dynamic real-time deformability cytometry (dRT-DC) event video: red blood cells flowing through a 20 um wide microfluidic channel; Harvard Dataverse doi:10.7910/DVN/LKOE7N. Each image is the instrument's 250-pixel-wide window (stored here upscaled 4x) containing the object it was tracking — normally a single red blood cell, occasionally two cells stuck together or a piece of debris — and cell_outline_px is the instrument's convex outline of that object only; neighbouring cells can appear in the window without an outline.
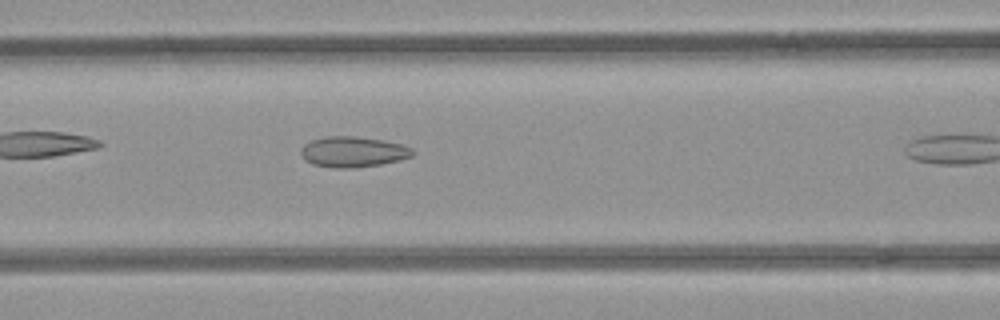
{"species": "common noctule bat (a hibernating species)", "species_latin": "Nyctalus noctula", "temperature_condition": "room temperature", "stored_images_in_passage": 17, "camera_frame_rate_fps": 3000, "um_per_image_px": 0.085, "animal": {"sex": "female", "body_mass_g": 21.9}, "frame": {"image": 1, "passage_image": 10, "time_ms": 3.0, "image_size_px": [1000, 320], "cell_outline_px": [[416, 152], [412, 156], [400, 160], [380, 164], [352, 168], [336, 168], [312, 164], [304, 160], [300, 152], [300, 148], [304, 144], [312, 140], [324, 136], [356, 136], [384, 140], [400, 144], [412, 148]], "centroid_in_image_um": [29.99, 12.9], "position_along_channel_um": 136.6, "area_um2": 20.06}}